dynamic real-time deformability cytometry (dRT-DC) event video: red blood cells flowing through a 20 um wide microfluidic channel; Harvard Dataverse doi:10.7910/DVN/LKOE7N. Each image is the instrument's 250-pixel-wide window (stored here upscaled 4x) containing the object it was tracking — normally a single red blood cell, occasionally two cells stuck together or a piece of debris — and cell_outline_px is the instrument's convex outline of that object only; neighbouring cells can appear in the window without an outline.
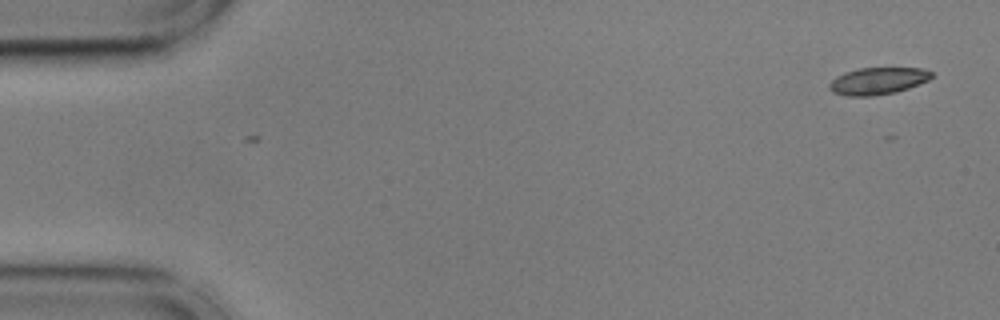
{"species": "common noctule bat (a hibernating species)", "species_latin": "Nyctalus noctula", "temperature_condition": "cold", "stored_images_in_passage": 2, "camera_frame_rate_fps": 3000, "um_per_image_px": 0.085, "animal": {"sex": "male", "body_mass_g": 17.9, "forearm_length_mm": 54.2}, "frame": {"image": 1, "passage_image": 1, "time_ms": 0.0, "image_size_px": [1000, 320], "cell_outline_px": [[932, 76], [928, 80], [908, 88], [896, 92], [872, 96], [848, 96], [832, 92], [828, 88], [828, 84], [836, 76], [844, 72], [860, 68], [920, 68], [932, 72]], "centroid_in_image_um": [74.57, 6.88], "position_along_channel_um": 10.4, "area_um2": 16.07}}